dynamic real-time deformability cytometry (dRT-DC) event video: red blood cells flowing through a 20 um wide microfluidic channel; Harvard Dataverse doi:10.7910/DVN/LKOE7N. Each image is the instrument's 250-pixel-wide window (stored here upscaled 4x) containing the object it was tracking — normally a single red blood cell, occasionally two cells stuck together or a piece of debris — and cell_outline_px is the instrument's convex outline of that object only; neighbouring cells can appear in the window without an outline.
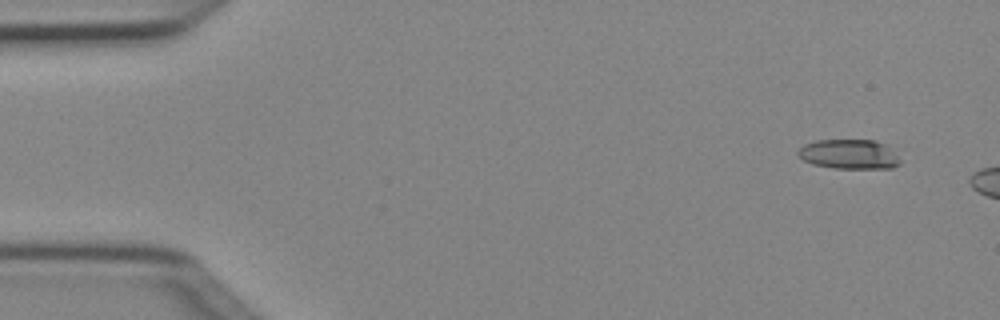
{"species": "Egyptian fruit bat (a non-hibernating species)", "species_latin": "Rousettus aegyptiacus", "temperature_condition": "cold", "stored_images_in_passage": 3, "segment_of_instrument_passage": [2, 2], "camera_frame_rate_fps": 3000, "um_per_image_px": 0.085, "animal": {"sex": "female"}, "frame": {"image": 1, "passage_image": 3, "time_ms": 0.667, "image_size_px": [1000, 320], "cell_outline_px": [[900, 164], [892, 168], [832, 168], [812, 164], [804, 160], [796, 152], [804, 144], [816, 140], [876, 140], [884, 144], [900, 160]], "centroid_in_image_um": [72.14, 13.11], "position_along_channel_um": 12.9, "area_um2": 17.46}}